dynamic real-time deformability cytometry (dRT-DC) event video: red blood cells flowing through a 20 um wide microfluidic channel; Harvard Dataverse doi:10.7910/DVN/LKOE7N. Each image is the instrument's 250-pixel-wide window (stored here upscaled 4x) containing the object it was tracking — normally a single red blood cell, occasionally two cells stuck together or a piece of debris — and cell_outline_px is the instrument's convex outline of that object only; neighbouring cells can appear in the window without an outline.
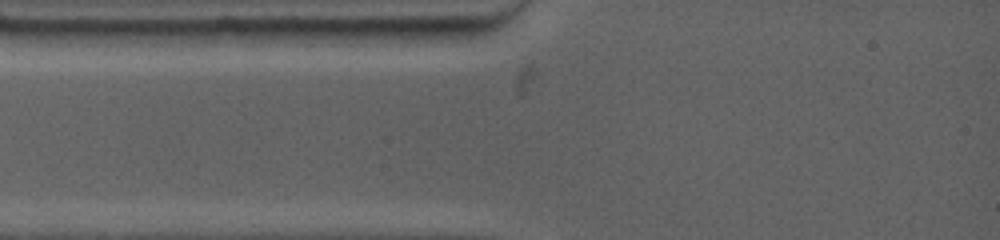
{"species": "common noctule bat (a hibernating species)", "species_latin": "Nyctalus noctula", "temperature_condition": "warm", "stored_images_in_passage": 3, "camera_frame_rate_fps": 4500, "um_per_image_px": 0.085, "animal": {"sex": "female", "body_mass_g": 19.0, "forearm_length_mm": 53.3}, "frame": {"image": 1, "passage_image": 1, "time_ms": 0.0, "image_size_px": [1000, 240], "cell_outline_px": [[476, 32], [468, 44], [332, 44], [328, 28], [472, 28]], "centroid_in_image_um": [34.11, 3.05], "position_along_channel_um": 50.9, "area_um2": 16.47}}